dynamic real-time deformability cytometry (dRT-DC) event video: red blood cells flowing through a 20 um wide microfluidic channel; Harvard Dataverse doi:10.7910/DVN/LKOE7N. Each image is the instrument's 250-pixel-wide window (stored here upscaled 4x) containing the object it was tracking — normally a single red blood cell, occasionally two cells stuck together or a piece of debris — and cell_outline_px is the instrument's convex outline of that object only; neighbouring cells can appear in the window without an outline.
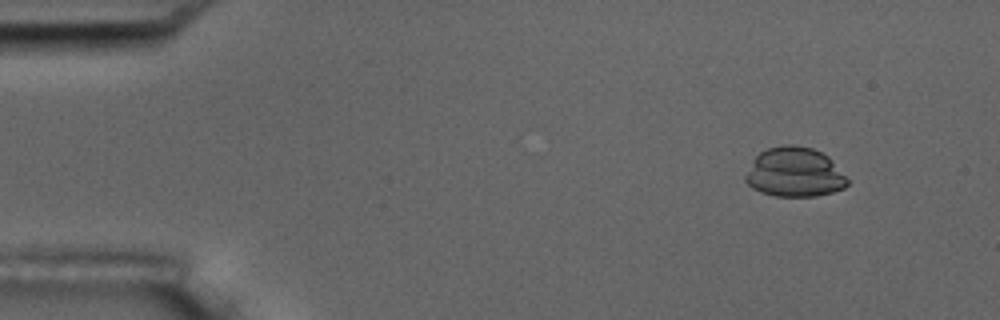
{"species": "common noctule bat (a hibernating species)", "species_latin": "Nyctalus noctula", "temperature_condition": "room temperature", "stored_images_in_passage": 6, "camera_frame_rate_fps": 3000, "um_per_image_px": 0.085, "animal": {"sex": "male", "body_mass_g": 17.5, "forearm_length_mm": 52.3}, "frame": {"image": 1, "passage_image": 2, "time_ms": 1.333, "image_size_px": [1000, 320], "cell_outline_px": [[848, 184], [844, 188], [832, 192], [816, 196], [776, 196], [760, 192], [752, 188], [744, 180], [744, 176], [752, 160], [760, 152], [768, 148], [784, 144], [792, 144], [812, 148], [828, 156], [832, 160], [848, 180]], "centroid_in_image_um": [67.51, 14.64], "position_along_channel_um": 17.5, "area_um2": 29.48}}